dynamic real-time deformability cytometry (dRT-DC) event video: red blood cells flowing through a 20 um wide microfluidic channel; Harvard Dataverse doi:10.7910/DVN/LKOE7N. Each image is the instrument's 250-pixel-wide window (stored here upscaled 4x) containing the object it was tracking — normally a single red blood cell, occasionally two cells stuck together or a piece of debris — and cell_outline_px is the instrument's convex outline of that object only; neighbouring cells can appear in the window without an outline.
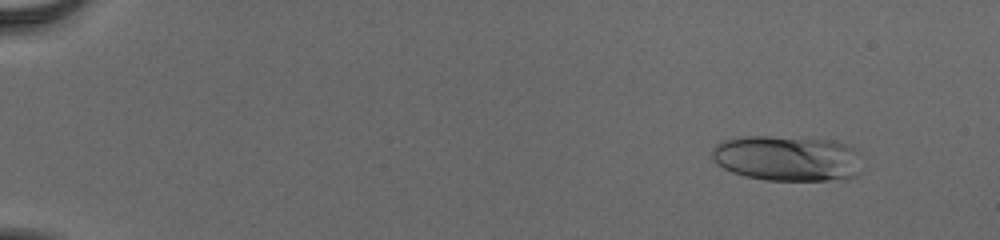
{"species": "human", "species_latin": "Homo sapiens", "temperature_condition": "cold", "stored_images_in_passage": 55, "camera_frame_rate_fps": 3000, "um_per_image_px": 0.085, "donor": {"sex": "male"}, "frame": {"image": 1, "passage_image": 6, "time_ms": 1.667, "image_size_px": [1000, 240], "cell_outline_px": [[860, 172], [856, 176], [824, 180], [764, 180], [744, 176], [732, 172], [716, 164], [712, 160], [712, 148], [720, 140], [744, 136], [768, 136], [836, 140], [852, 144], [856, 152]], "centroid_in_image_um": [66.87, 13.44], "position_along_channel_um": 18.1, "area_um2": 40.11}}
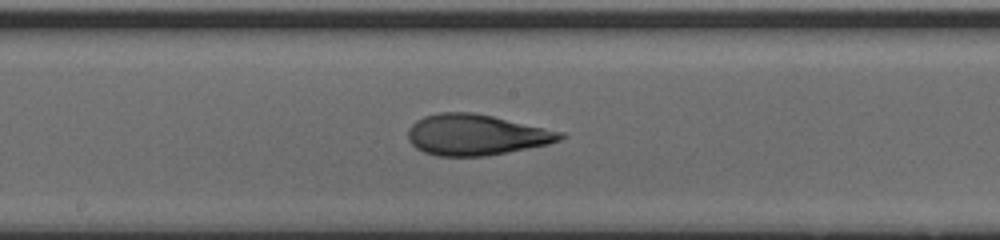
{"frame": {"image": 2, "passage_image": 32, "time_ms": 10.333, "image_size_px": [1000, 240], "cell_outline_px": [[568, 136], [560, 140], [548, 144], [508, 152], [484, 156], [436, 156], [424, 152], [416, 148], [408, 140], [408, 128], [416, 120], [424, 116], [440, 112], [476, 112], [564, 132]], "centroid_in_image_um": [40.47, 11.45], "position_along_channel_um": 207.7, "area_um2": 36.47}}
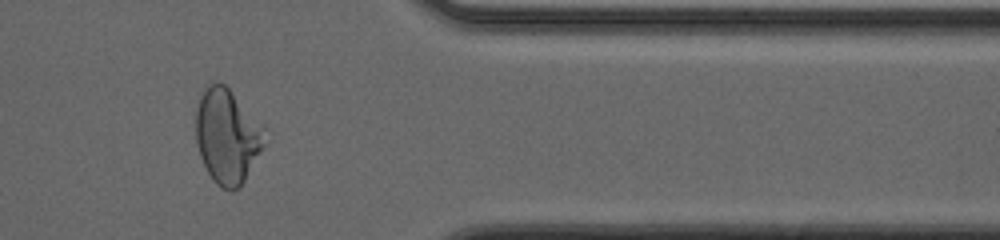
{"frame": {"image": 3, "passage_image": 47, "time_ms": 15.333, "image_size_px": [1000, 240], "cell_outline_px": [[268, 128], [264, 144], [240, 188], [220, 188], [212, 180], [200, 156], [196, 140], [196, 112], [200, 96], [204, 84], [224, 84]], "centroid_in_image_um": [19.32, 11.55], "position_along_channel_um": 392.1, "area_um2": 37.92}, "authors_computed_cell_mechanics": {"area_um2": 36.414, "velocity_mm_per_s": 3.9106, "shape_relaxation_time_tau1_ms": 5.8678, "shape_relaxation_time_tau2_ms": 1.2877, "deformation_change_tau1": 0.2501, "deformation_change_tau2": 0.0944}}